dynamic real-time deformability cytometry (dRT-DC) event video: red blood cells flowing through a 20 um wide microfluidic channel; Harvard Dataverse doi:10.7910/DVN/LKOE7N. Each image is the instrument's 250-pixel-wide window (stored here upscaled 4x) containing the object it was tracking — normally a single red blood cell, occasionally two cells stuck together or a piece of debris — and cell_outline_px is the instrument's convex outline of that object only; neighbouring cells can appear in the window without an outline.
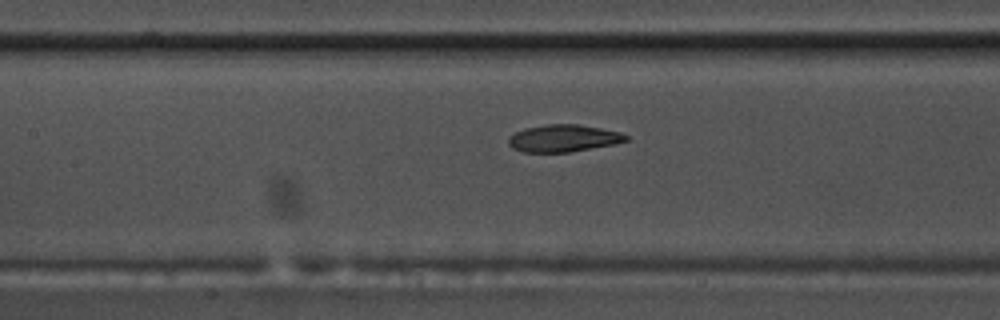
{"species": "common noctule bat (a hibernating species)", "species_latin": "Nyctalus noctula", "temperature_condition": "warm", "stored_images_in_passage": 58, "camera_frame_rate_fps": 3000, "um_per_image_px": 0.085, "animal": {"sex": "male", "body_mass_g": 17.5, "forearm_length_mm": 52.3}, "frame": {"image": 1, "passage_image": 27, "time_ms": 8.667, "image_size_px": [1000, 320], "cell_outline_px": [[628, 140], [612, 144], [568, 152], [524, 152], [512, 148], [508, 144], [508, 136], [524, 128], [548, 124], [580, 124], [620, 132], [628, 136]], "centroid_in_image_um": [47.85, 11.74], "position_along_channel_um": 159.6, "area_um2": 18.5}}
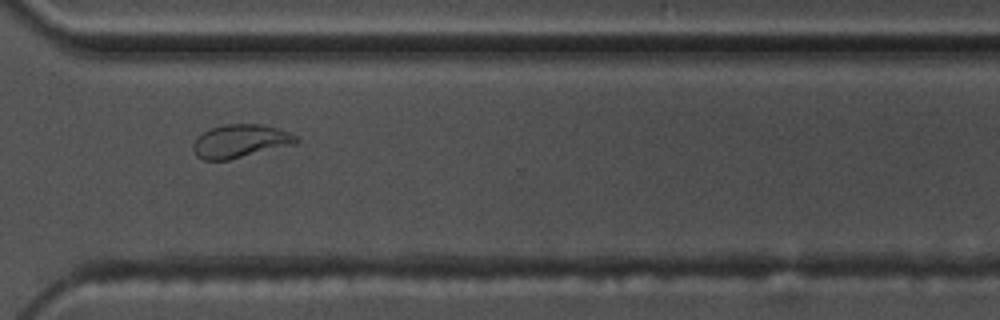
{"frame": {"image": 2, "passage_image": 43, "time_ms": 14.0, "image_size_px": [1000, 320], "cell_outline_px": [[300, 140], [296, 144], [228, 160], [204, 160], [196, 156], [192, 148], [192, 144], [196, 136], [212, 128], [224, 124], [264, 124], [292, 132], [300, 136]], "centroid_in_image_um": [20.47, 11.99], "position_along_channel_um": 350.1, "area_um2": 20.35}}
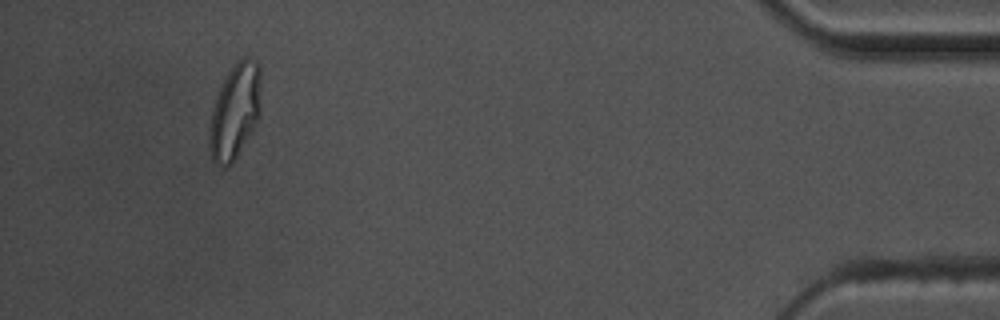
{"frame": {"image": 3, "passage_image": 54, "time_ms": 17.667, "image_size_px": [1000, 320], "cell_outline_px": [[260, 116], [232, 164], [224, 168], [216, 164], [212, 160], [208, 148], [208, 132], [212, 108], [216, 96], [228, 72], [236, 60], [244, 56], [248, 56], [256, 60], [260, 64]], "centroid_in_image_um": [19.96, 9.46], "position_along_channel_um": 415.2, "area_um2": 29.02}, "authors_computed_cell_mechanics": {"area_um2": 19.4208, "velocity_mm_per_s": 3.5857, "shape_relaxation_time_tau1_ms": 5.8235, "shape_relaxation_time_tau2_ms": 1.4926, "deformation_change_tau1": 0.1976, "deformation_change_tau2": 0.0676}}